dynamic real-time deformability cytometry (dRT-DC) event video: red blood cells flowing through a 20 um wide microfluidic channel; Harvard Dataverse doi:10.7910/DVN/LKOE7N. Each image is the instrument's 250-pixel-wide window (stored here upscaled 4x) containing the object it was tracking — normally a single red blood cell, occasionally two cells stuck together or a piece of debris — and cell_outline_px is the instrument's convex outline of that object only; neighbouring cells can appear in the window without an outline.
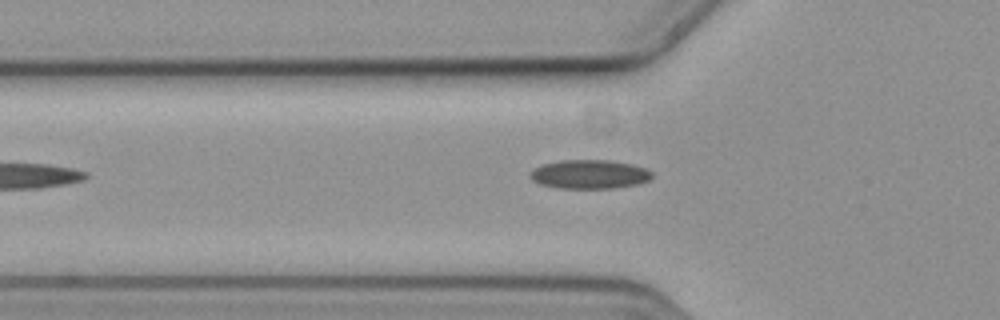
{"species": "common noctule bat (a hibernating species)", "species_latin": "Nyctalus noctula", "temperature_condition": "cold", "stored_images_in_passage": 40, "camera_frame_rate_fps": 3000, "um_per_image_px": 0.085, "animal": {"sex": "female", "body_mass_g": 19.3, "forearm_length_mm": 54.1}, "frame": {"image": 1, "passage_image": 9, "time_ms": 2.667, "image_size_px": [1000, 320], "cell_outline_px": [[652, 176], [648, 180], [636, 184], [616, 188], [560, 188], [540, 184], [532, 180], [532, 172], [536, 168], [544, 164], [560, 160], [608, 160], [632, 164], [648, 168], [652, 172]], "centroid_in_image_um": [50.16, 14.81], "position_along_channel_um": 75.6, "area_um2": 20.35}}
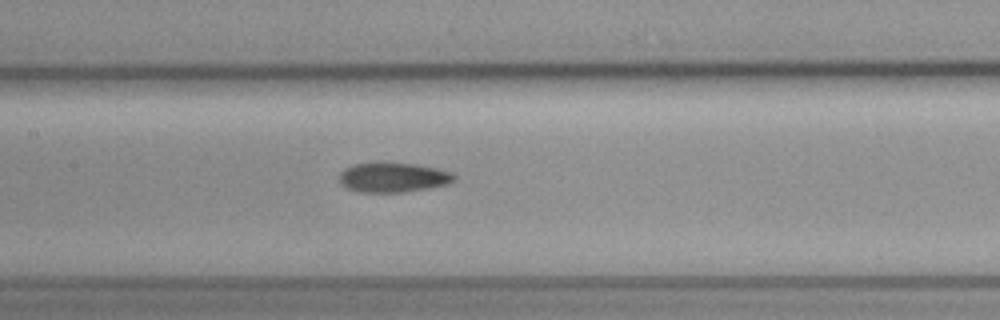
{"frame": {"image": 2, "passage_image": 17, "time_ms": 5.333, "image_size_px": [1000, 320], "cell_outline_px": [[456, 180], [448, 184], [428, 188], [404, 192], [360, 192], [344, 188], [340, 184], [340, 172], [344, 168], [352, 164], [376, 160], [384, 160], [416, 164], [436, 168], [452, 172], [456, 176]], "centroid_in_image_um": [33.37, 15.04], "position_along_channel_um": 174.0, "area_um2": 20.75}}
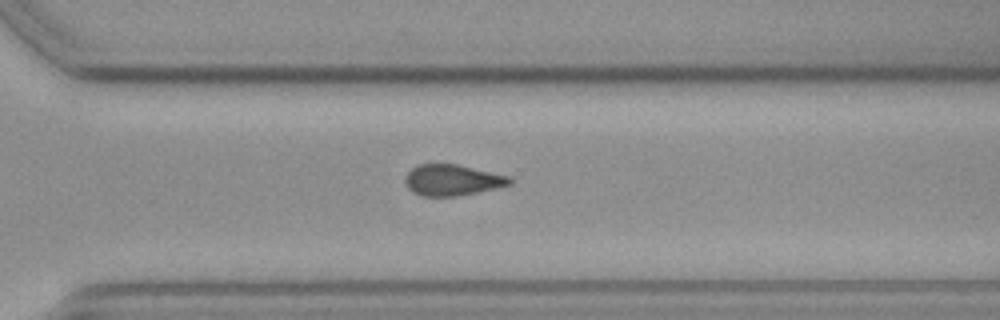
{"frame": {"image": 3, "passage_image": 30, "time_ms": 9.667, "image_size_px": [1000, 320], "cell_outline_px": [[512, 184], [476, 192], [456, 196], [420, 196], [412, 192], [408, 188], [404, 180], [404, 176], [416, 164], [456, 164], [508, 176], [512, 180]], "centroid_in_image_um": [38.38, 15.3], "position_along_channel_um": 332.2, "area_um2": 18.79}, "authors_computed_cell_mechanics": {"area_um2": 19.7676, "velocity_mm_per_s": 3.6584, "shape_relaxation_time_tau1_ms": null, "shape_relaxation_time_tau2_ms": 7.7477, "deformation_change_tau1": null, "deformation_change_tau2": 0.1522}}